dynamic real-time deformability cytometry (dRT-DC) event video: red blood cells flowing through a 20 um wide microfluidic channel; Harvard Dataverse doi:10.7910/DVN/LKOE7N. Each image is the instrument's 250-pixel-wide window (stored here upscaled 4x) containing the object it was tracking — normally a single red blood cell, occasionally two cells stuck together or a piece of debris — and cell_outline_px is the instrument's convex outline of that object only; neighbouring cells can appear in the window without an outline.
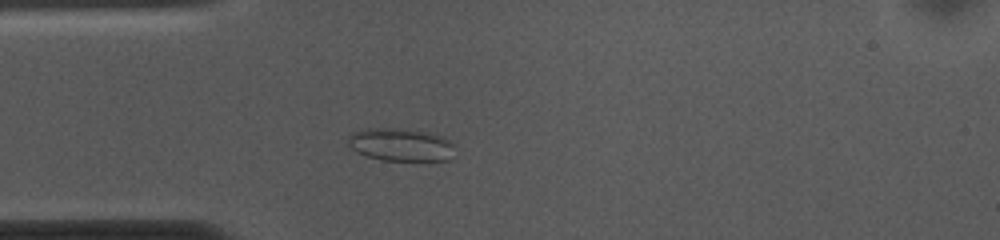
{"species": "common noctule bat (a hibernating species)", "species_latin": "Nyctalus noctula", "temperature_condition": "cold", "stored_images_in_passage": 51, "camera_frame_rate_fps": 3000, "um_per_image_px": 0.085, "animal": {"sex": "female", "body_mass_g": 10.0, "forearm_length_mm": 53.1}, "frame": {"image": 1, "passage_image": 11, "time_ms": 3.333, "image_size_px": [1000, 240], "cell_outline_px": [[452, 144], [448, 160], [424, 164], [380, 160], [356, 152], [348, 144], [348, 136], [352, 132], [368, 128], [388, 128], [428, 132], [444, 136]], "centroid_in_image_um": [34.06, 12.35], "position_along_channel_um": 50.9, "area_um2": 21.04}}
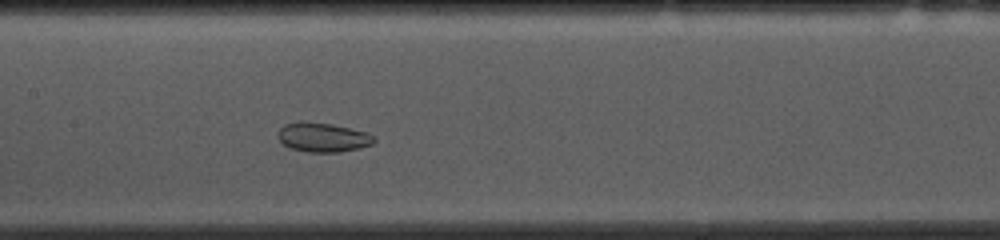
{"frame": {"image": 2, "passage_image": 22, "time_ms": 7.0, "image_size_px": [1000, 240], "cell_outline_px": [[376, 140], [372, 144], [360, 148], [340, 152], [308, 152], [292, 148], [284, 144], [276, 136], [280, 128], [284, 124], [300, 120], [332, 124], [368, 132], [376, 136]], "centroid_in_image_um": [27.46, 11.65], "position_along_channel_um": 179.9, "area_um2": 16.65}}
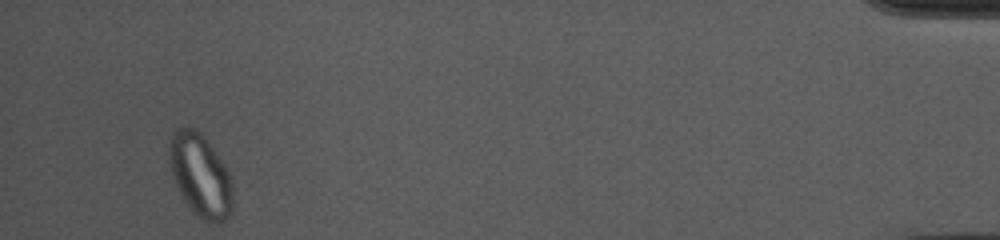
{"frame": {"image": 3, "passage_image": 48, "time_ms": 15.667, "image_size_px": [1000, 240], "cell_outline_px": [[232, 216], [220, 224], [208, 224], [184, 200], [176, 184], [172, 172], [168, 144], [172, 132], [180, 128], [196, 128], [204, 136], [224, 164], [232, 180]], "centroid_in_image_um": [17.07, 14.93], "position_along_channel_um": 418.1, "area_um2": 30.52}}